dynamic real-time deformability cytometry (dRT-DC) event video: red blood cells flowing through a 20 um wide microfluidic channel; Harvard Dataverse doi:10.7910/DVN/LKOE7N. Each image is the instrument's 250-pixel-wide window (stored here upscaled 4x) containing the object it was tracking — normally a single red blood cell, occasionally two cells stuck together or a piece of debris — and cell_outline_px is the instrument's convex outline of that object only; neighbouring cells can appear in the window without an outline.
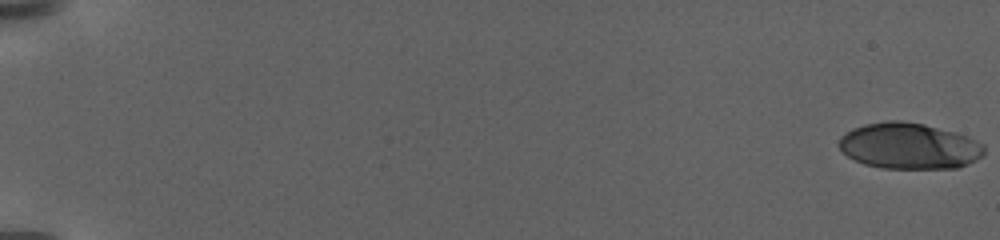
{"species": "human", "species_latin": "Homo sapiens", "temperature_condition": "warm", "stored_images_in_passage": 52, "camera_frame_rate_fps": 3000, "um_per_image_px": 0.085, "donor": {"sex": "female"}, "frame": {"image": 1, "passage_image": 1, "time_ms": 0.0, "image_size_px": [1000, 240], "cell_outline_px": [[984, 152], [976, 160], [968, 164], [956, 168], [884, 168], [864, 164], [848, 156], [840, 148], [840, 136], [852, 128], [864, 124], [888, 120], [900, 120], [924, 124], [968, 136], [984, 144]], "centroid_in_image_um": [77.28, 12.4], "position_along_channel_um": 7.7, "area_um2": 38.84}}
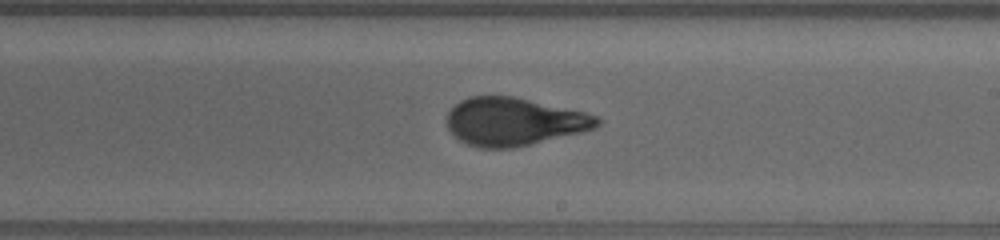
{"frame": {"image": 2, "passage_image": 28, "time_ms": 15.333, "image_size_px": [1000, 240], "cell_outline_px": [[600, 124], [596, 128], [580, 132], [512, 148], [476, 148], [460, 140], [448, 128], [448, 112], [460, 100], [468, 96], [512, 96], [584, 112], [596, 116], [600, 120]], "centroid_in_image_um": [43.66, 10.34], "position_along_channel_um": 245.3, "area_um2": 41.44}}
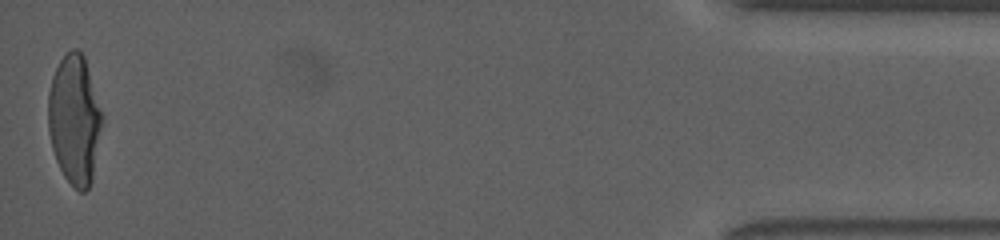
{"frame": {"image": 3, "passage_image": 52, "time_ms": 24.333, "image_size_px": [1000, 240], "cell_outline_px": [[104, 120], [92, 180], [88, 188], [84, 192], [80, 192], [64, 176], [56, 160], [52, 148], [48, 128], [48, 92], [52, 76], [60, 60], [72, 48], [76, 48], [84, 56], [104, 116]], "centroid_in_image_um": [6.35, 10.17], "position_along_channel_um": 428.8, "area_um2": 40.92}, "authors_computed_cell_mechanics": {"area_um2": 40.3733, "velocity_mm_per_s": 2.9004, "shape_relaxation_time_tau1_ms": 6.7836, "shape_relaxation_time_tau2_ms": 0.8984, "deformation_change_tau1": 0.2606, "deformation_change_tau2": 0.0741}}